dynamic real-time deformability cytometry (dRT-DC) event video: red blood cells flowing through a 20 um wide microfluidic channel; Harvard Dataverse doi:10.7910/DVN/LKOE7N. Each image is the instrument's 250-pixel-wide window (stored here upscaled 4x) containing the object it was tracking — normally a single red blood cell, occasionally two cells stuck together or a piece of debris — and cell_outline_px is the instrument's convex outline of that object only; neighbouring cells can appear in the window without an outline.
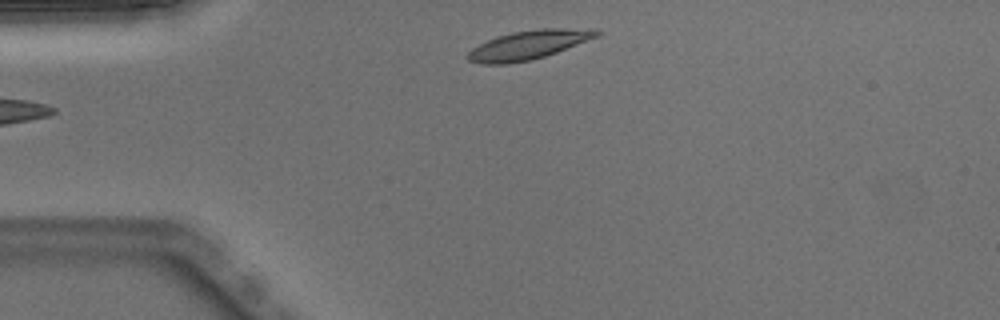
{"species": "Egyptian fruit bat (a non-hibernating species)", "species_latin": "Rousettus aegyptiacus", "temperature_condition": "warm", "stored_images_in_passage": 4, "segment_of_instrument_passage": [2, 2], "camera_frame_rate_fps": 3000, "um_per_image_px": 0.085, "animal": {"sex": "male"}, "frame": {"image": 1, "passage_image": 4, "time_ms": 1.0, "image_size_px": [1000, 320], "cell_outline_px": [[604, 32], [600, 36], [556, 52], [532, 60], [508, 64], [480, 64], [468, 60], [468, 52], [472, 48], [488, 40], [512, 32], [544, 28], [600, 28]], "centroid_in_image_um": [45.02, 3.8], "position_along_channel_um": 40.0, "area_um2": 21.85}}